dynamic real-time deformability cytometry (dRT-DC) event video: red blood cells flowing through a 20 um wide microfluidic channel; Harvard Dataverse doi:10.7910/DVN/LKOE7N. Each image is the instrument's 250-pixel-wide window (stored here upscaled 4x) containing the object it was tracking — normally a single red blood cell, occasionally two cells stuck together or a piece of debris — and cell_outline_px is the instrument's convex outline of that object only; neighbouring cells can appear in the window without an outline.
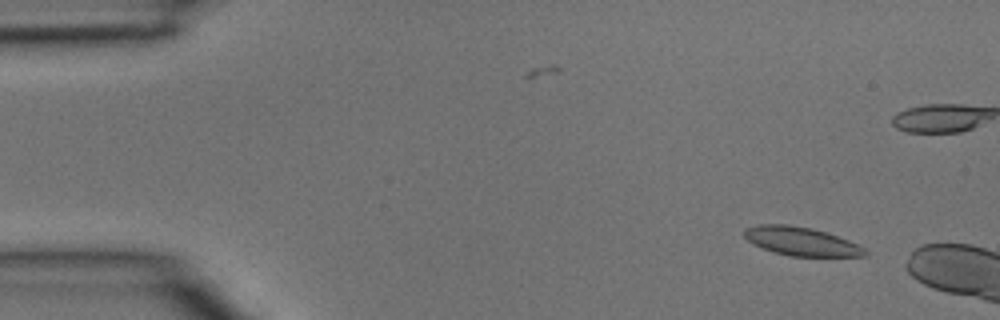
{"species": "common noctule bat (a hibernating species)", "species_latin": "Nyctalus noctula", "temperature_condition": "room temperature", "stored_images_in_passage": 5, "camera_frame_rate_fps": 3000, "um_per_image_px": 0.085, "animal": {"sex": "male", "body_mass_g": 15.6}, "frame": {"image": 1, "passage_image": 2, "time_ms": 0.333, "image_size_px": [1000, 320], "cell_outline_px": [[868, 256], [788, 256], [764, 248], [748, 240], [744, 236], [744, 228], [760, 224], [788, 224], [812, 228], [860, 244], [868, 252]], "centroid_in_image_um": [68.13, 20.51], "position_along_channel_um": 16.9, "area_um2": 19.94}}